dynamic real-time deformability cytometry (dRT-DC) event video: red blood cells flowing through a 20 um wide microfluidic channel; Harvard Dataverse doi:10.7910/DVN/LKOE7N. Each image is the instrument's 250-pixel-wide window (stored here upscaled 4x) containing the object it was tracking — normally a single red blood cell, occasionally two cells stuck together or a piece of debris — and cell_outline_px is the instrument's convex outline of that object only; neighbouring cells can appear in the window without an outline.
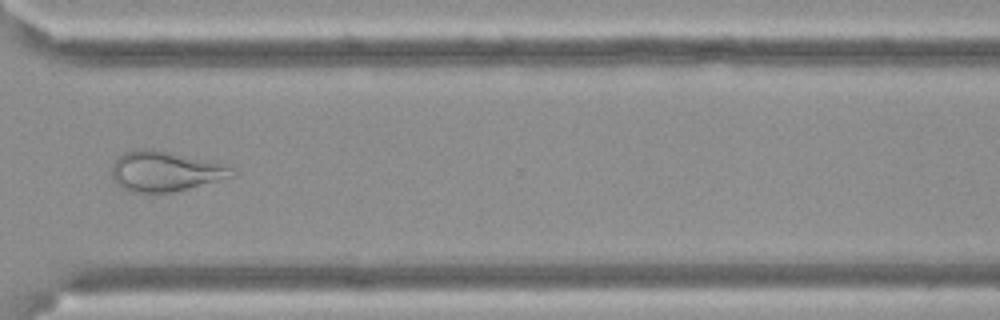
{"species": "Egyptian fruit bat (a non-hibernating species)", "species_latin": "Rousettus aegyptiacus", "temperature_condition": "cold", "stored_images_in_passage": 16, "camera_frame_rate_fps": 3000, "um_per_image_px": 0.085, "frame": {"image": 1, "passage_image": 12, "time_ms": 3.667, "image_size_px": [1000, 320], "cell_outline_px": [[236, 176], [172, 192], [132, 192], [116, 184], [112, 176], [112, 168], [116, 160], [124, 152], [136, 148], [152, 148], [220, 164], [232, 168], [236, 172]], "centroid_in_image_um": [14.01, 14.56], "position_along_channel_um": 356.6, "area_um2": 27.69}}